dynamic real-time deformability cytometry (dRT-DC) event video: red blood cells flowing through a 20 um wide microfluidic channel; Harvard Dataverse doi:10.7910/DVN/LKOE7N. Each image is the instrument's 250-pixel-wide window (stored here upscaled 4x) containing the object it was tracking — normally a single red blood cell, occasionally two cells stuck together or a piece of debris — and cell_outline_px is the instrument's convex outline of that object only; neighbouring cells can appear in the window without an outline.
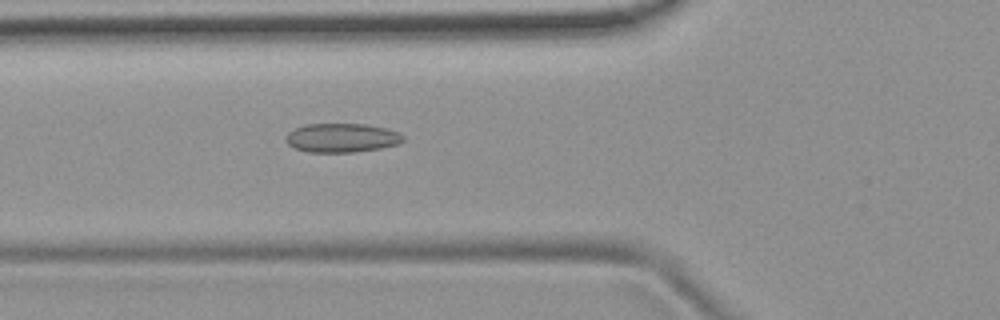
{"species": "common noctule bat (a hibernating species)", "species_latin": "Nyctalus noctula", "temperature_condition": "room temperature", "stored_images_in_passage": 48, "camera_frame_rate_fps": 3000, "um_per_image_px": 0.085, "animal": {"sex": "female", "body_mass_g": 19.9}, "frame": {"image": 1, "passage_image": 14, "time_ms": 4.333, "image_size_px": [1000, 320], "cell_outline_px": [[404, 140], [396, 144], [380, 148], [352, 152], [308, 152], [296, 148], [288, 144], [284, 140], [288, 132], [296, 128], [308, 124], [364, 124], [388, 128], [400, 132], [404, 136]], "centroid_in_image_um": [29.06, 11.71], "position_along_channel_um": 96.7, "area_um2": 19.77}}
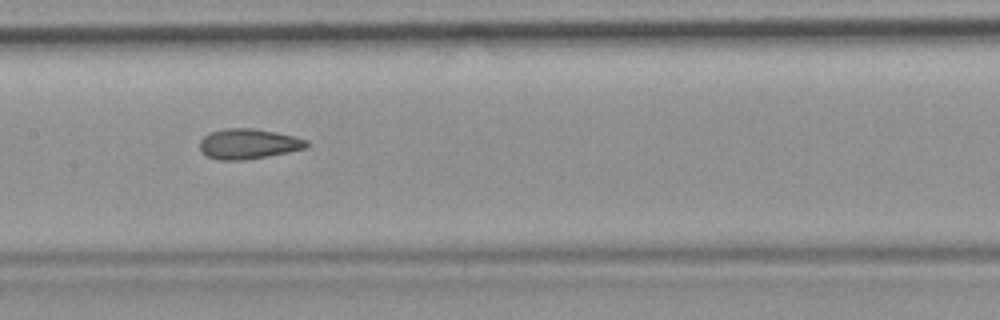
{"frame": {"image": 2, "passage_image": 21, "time_ms": 6.667, "image_size_px": [1000, 320], "cell_outline_px": [[308, 148], [288, 152], [240, 160], [220, 160], [208, 156], [200, 148], [200, 140], [204, 136], [212, 132], [224, 128], [256, 128], [276, 132], [308, 140]], "centroid_in_image_um": [21.13, 12.21], "position_along_channel_um": 186.3, "area_um2": 18.55}, "authors_computed_cell_mechanics": {"area_um2": 19.1318, "velocity_mm_per_s": 3.8206, "shape_relaxation_time_tau1_ms": null, "shape_relaxation_time_tau2_ms": 1.9358, "deformation_change_tau1": null, "deformation_change_tau2": 0.094}}